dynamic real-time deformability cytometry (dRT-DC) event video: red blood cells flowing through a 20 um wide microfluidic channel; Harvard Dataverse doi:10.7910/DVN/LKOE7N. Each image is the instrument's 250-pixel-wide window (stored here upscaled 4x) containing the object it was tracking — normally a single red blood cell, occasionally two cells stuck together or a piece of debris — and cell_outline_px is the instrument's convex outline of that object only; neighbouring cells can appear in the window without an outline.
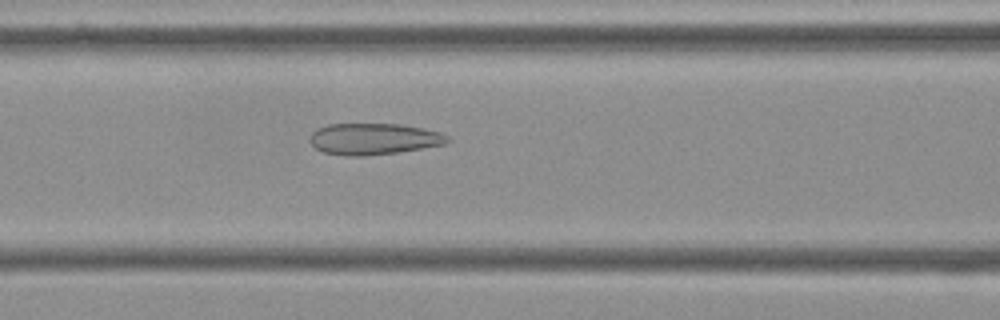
{"species": "Egyptian fruit bat (a non-hibernating species)", "species_latin": "Rousettus aegyptiacus", "temperature_condition": "cold", "stored_images_in_passage": 42, "camera_frame_rate_fps": 3000, "um_per_image_px": 0.085, "frame": {"image": 1, "passage_image": 10, "time_ms": 3.0, "image_size_px": [1000, 320], "cell_outline_px": [[452, 140], [444, 144], [396, 152], [364, 156], [348, 156], [324, 152], [316, 148], [308, 140], [308, 136], [316, 128], [328, 124], [400, 124], [424, 128], [440, 132], [448, 136]], "centroid_in_image_um": [31.74, 11.8], "position_along_channel_um": 134.9, "area_um2": 25.2}}
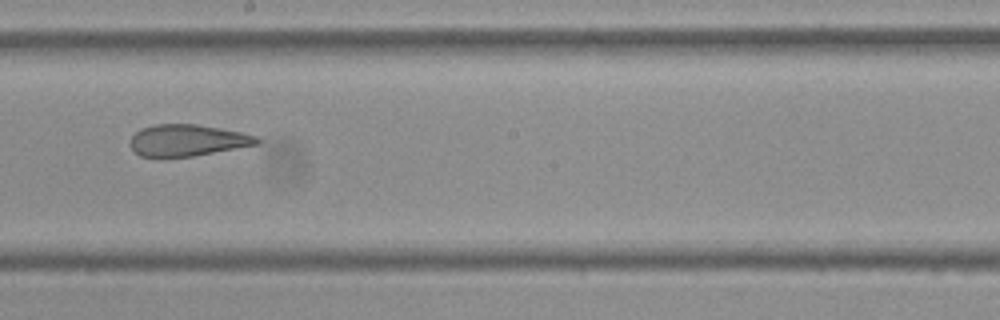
{"frame": {"image": 2, "passage_image": 18, "time_ms": 5.667, "image_size_px": [1000, 320], "cell_outline_px": [[260, 144], [192, 156], [164, 160], [140, 156], [128, 144], [128, 140], [140, 128], [156, 124], [196, 124], [220, 128], [240, 132], [256, 136], [260, 140]], "centroid_in_image_um": [15.85, 11.96], "position_along_channel_um": 232.3, "area_um2": 23.93}}
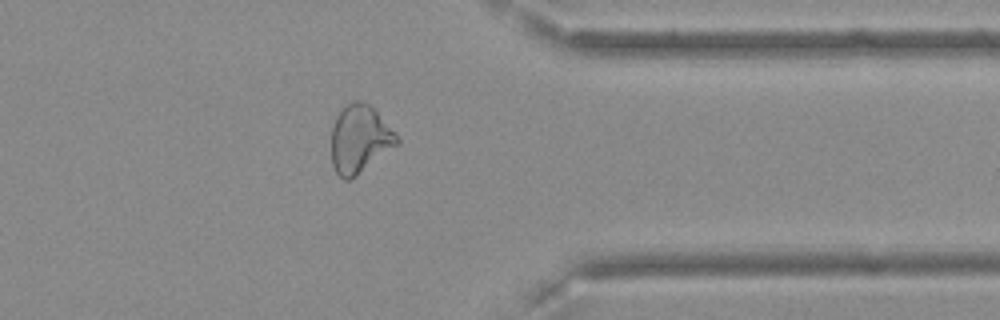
{"frame": {"image": 3, "passage_image": 31, "time_ms": 10.0, "image_size_px": [1000, 320], "cell_outline_px": [[400, 144], [352, 180], [344, 180], [336, 172], [332, 164], [332, 124], [336, 116], [344, 104], [352, 100], [360, 100], [368, 104], [376, 112], [400, 140]], "centroid_in_image_um": [30.56, 11.85], "position_along_channel_um": 380.8, "area_um2": 26.13}, "authors_computed_cell_mechanics": {"area_um2": 25.721, "velocity_mm_per_s": 3.6579, "shape_relaxation_time_tau1_ms": null, "shape_relaxation_time_tau2_ms": 1.8276, "deformation_change_tau1": null, "deformation_change_tau2": 0.1082}}